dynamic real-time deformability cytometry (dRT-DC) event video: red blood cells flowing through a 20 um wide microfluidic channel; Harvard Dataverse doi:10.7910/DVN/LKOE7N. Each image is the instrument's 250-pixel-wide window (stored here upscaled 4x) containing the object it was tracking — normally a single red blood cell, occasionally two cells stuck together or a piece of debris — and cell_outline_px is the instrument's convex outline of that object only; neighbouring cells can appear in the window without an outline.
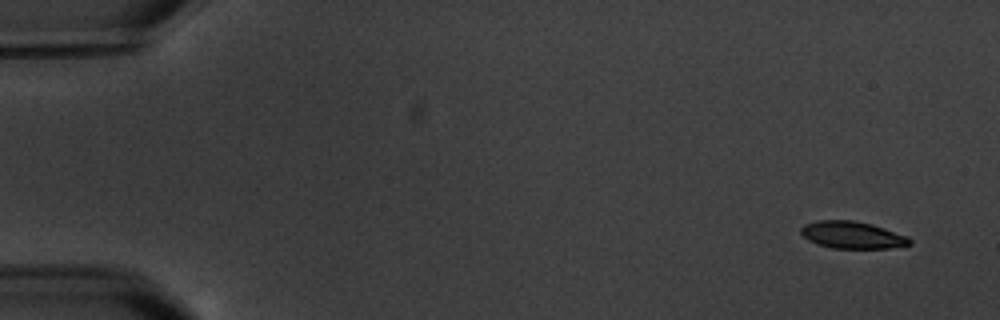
{"species": "common noctule bat (a hibernating species)", "species_latin": "Nyctalus noctula", "temperature_condition": "warm", "stored_images_in_passage": 6, "camera_frame_rate_fps": 3000, "um_per_image_px": 0.085, "animal": {"sex": "male", "body_mass_g": 20.1, "forearm_length_mm": 53.5}, "frame": {"image": 1, "passage_image": 1, "time_ms": 0.0, "image_size_px": [1000, 320], "cell_outline_px": [[912, 244], [888, 248], [832, 248], [816, 244], [808, 240], [800, 232], [800, 228], [804, 224], [816, 220], [852, 220], [872, 224], [908, 236], [912, 240]], "centroid_in_image_um": [72.43, 19.97], "position_along_channel_um": 12.6, "area_um2": 17.28}}
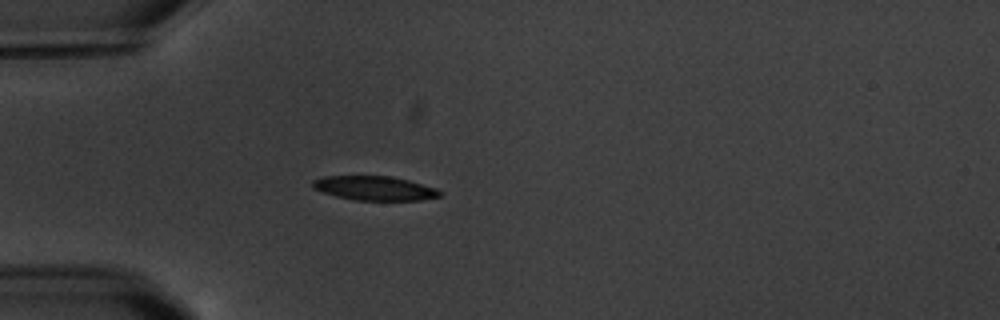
{"frame": {"image": 2, "passage_image": 5, "time_ms": 4.667, "image_size_px": [1000, 320], "cell_outline_px": [[444, 192], [440, 196], [420, 200], [352, 200], [336, 196], [312, 188], [312, 180], [324, 176], [388, 176], [408, 180], [436, 188]], "centroid_in_image_um": [31.83, 16.0], "position_along_channel_um": 53.2, "area_um2": 17.92}}